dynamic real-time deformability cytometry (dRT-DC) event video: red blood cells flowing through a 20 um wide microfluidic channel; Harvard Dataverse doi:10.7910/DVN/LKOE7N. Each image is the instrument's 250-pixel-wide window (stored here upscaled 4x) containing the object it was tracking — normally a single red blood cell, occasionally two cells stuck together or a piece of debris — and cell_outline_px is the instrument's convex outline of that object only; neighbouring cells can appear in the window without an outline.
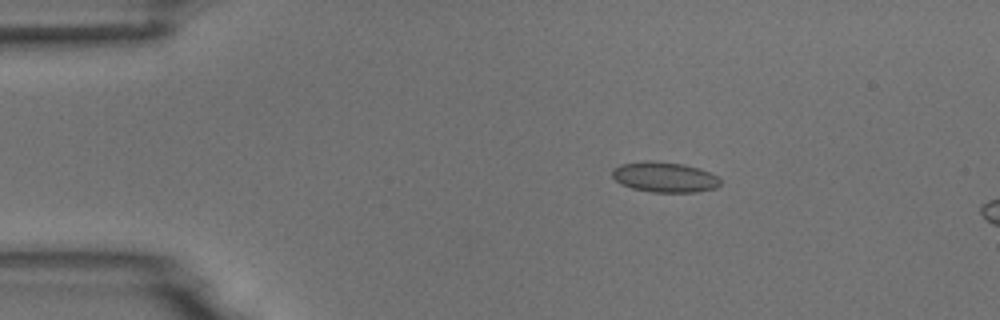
{"species": "common noctule bat (a hibernating species)", "species_latin": "Nyctalus noctula", "temperature_condition": "room temperature", "stored_images_in_passage": 4, "camera_frame_rate_fps": 3000, "um_per_image_px": 0.085, "animal": {"sex": "male", "body_mass_g": 18.8}, "frame": {"image": 1, "passage_image": 2, "time_ms": 1.0, "image_size_px": [1000, 320], "cell_outline_px": [[720, 184], [716, 188], [696, 192], [652, 192], [632, 188], [620, 184], [612, 176], [612, 168], [620, 164], [644, 160], [648, 160], [684, 164], [700, 168], [716, 176], [720, 180]], "centroid_in_image_um": [56.45, 15.04], "position_along_channel_um": 28.5, "area_um2": 19.19}}